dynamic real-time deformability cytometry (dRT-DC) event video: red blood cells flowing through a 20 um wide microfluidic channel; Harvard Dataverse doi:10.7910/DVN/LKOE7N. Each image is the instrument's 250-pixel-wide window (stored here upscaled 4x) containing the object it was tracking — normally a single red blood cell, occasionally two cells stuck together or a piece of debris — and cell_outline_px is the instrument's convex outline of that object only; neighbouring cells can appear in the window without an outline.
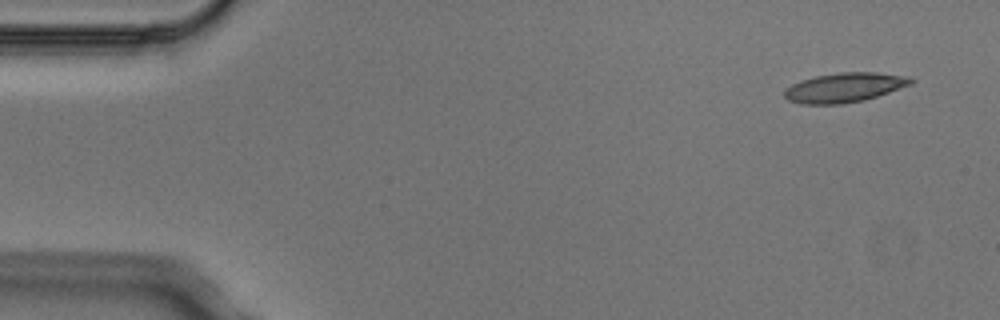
{"species": "Egyptian fruit bat (a non-hibernating species)", "species_latin": "Rousettus aegyptiacus", "temperature_condition": "cold", "stored_images_in_passage": 4, "camera_frame_rate_fps": 3000, "um_per_image_px": 0.085, "animal": {"sex": "male"}, "frame": {"image": 1, "passage_image": 1, "time_ms": 0.0, "image_size_px": [1000, 320], "cell_outline_px": [[916, 80], [912, 84], [864, 100], [840, 104], [800, 104], [788, 100], [784, 96], [784, 88], [800, 80], [816, 76], [840, 72], [876, 72], [908, 76]], "centroid_in_image_um": [71.76, 7.43], "position_along_channel_um": 13.2, "area_um2": 21.79}}
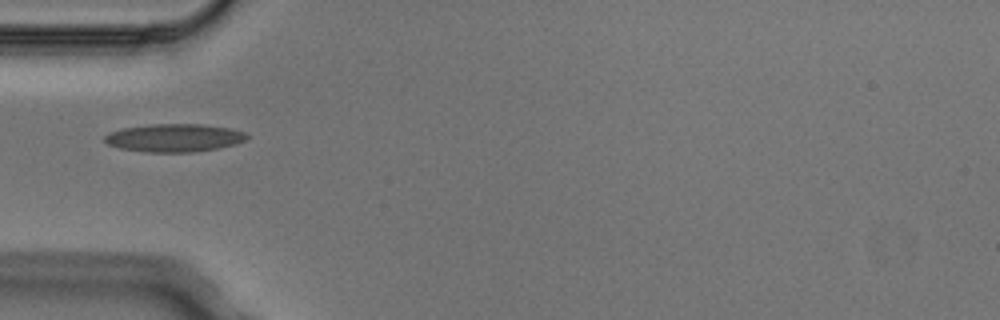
{"frame": {"image": 2, "passage_image": 4, "time_ms": 1.0, "image_size_px": [1000, 320], "cell_outline_px": [[248, 136], [244, 140], [236, 144], [220, 148], [192, 152], [144, 152], [120, 148], [108, 144], [104, 140], [104, 136], [112, 132], [124, 128], [148, 124], [204, 124], [228, 128], [244, 132]], "centroid_in_image_um": [14.82, 11.72], "position_along_channel_um": 70.2, "area_um2": 23.12}}